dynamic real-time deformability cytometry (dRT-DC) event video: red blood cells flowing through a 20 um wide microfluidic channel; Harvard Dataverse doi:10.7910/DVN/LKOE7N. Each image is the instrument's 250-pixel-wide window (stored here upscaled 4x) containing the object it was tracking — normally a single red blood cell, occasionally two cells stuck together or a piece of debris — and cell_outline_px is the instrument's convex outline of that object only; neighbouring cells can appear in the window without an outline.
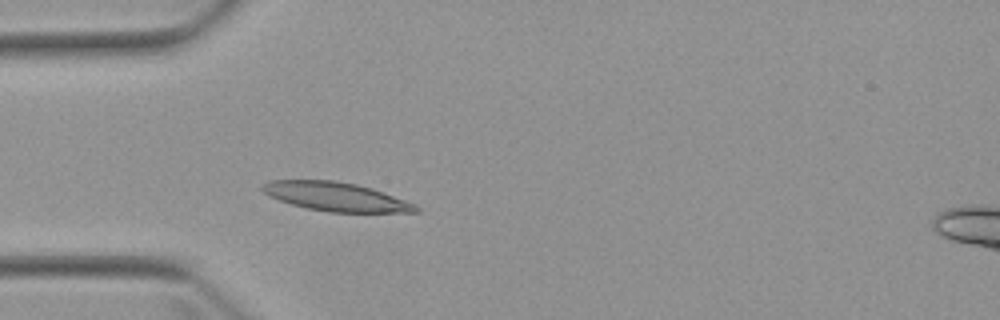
{"species": "Egyptian fruit bat (a non-hibernating species)", "species_latin": "Rousettus aegyptiacus", "temperature_condition": "warm", "stored_images_in_passage": 2, "camera_frame_rate_fps": 3000, "um_per_image_px": 0.085, "animal": {"sex": "female"}, "frame": {"image": 1, "passage_image": 2, "time_ms": 1.333, "image_size_px": [1000, 320], "cell_outline_px": [[420, 212], [328, 212], [308, 208], [292, 204], [268, 196], [260, 188], [268, 180], [336, 180], [356, 184], [372, 188], [416, 204], [420, 208]], "centroid_in_image_um": [28.56, 16.71], "position_along_channel_um": 56.4, "area_um2": 25.72}}